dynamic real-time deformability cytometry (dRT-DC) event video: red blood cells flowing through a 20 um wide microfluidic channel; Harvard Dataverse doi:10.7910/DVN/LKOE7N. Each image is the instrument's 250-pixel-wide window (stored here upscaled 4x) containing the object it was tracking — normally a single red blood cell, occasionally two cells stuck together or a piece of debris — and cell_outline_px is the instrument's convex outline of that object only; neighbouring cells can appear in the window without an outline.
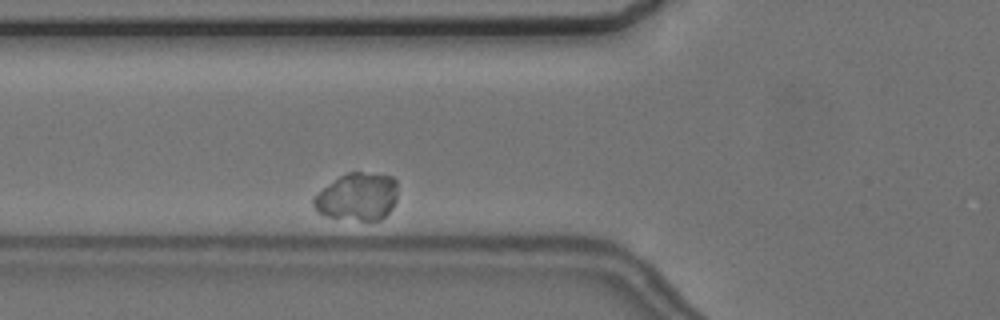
{"species": "common noctule bat (a hibernating species)", "species_latin": "Nyctalus noctula", "temperature_condition": "cold", "stored_images_in_passage": 38, "camera_frame_rate_fps": 3000, "um_per_image_px": 0.085, "animal": {"sex": "female", "body_mass_g": 24.6, "forearm_length_mm": 56.2}, "frame": {"image": 1, "passage_image": 6, "time_ms": 1.667, "image_size_px": [1000, 320], "cell_outline_px": [[396, 200], [392, 208], [380, 220], [360, 220], [328, 216], [316, 212], [312, 204], [312, 196], [340, 176], [348, 172], [360, 172], [392, 176], [396, 180]], "centroid_in_image_um": [30.35, 16.72], "position_along_channel_um": 95.4, "area_um2": 23.24}}
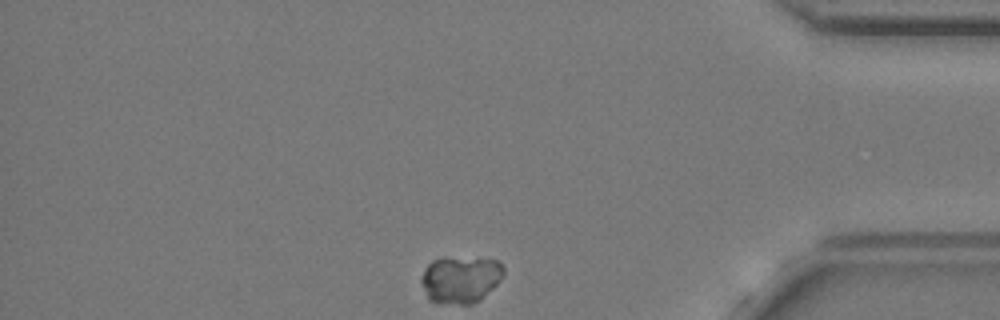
{"frame": {"image": 2, "passage_image": 38, "time_ms": 12.333, "image_size_px": [1000, 320], "cell_outline_px": [[504, 276], [480, 300], [472, 304], [460, 304], [428, 300], [420, 280], [424, 268], [432, 260], [500, 260], [504, 268]], "centroid_in_image_um": [39.15, 23.79], "position_along_channel_um": 396.1, "area_um2": 21.79}}